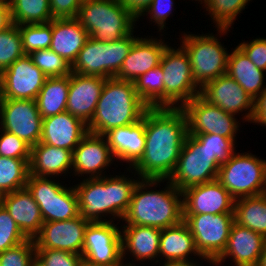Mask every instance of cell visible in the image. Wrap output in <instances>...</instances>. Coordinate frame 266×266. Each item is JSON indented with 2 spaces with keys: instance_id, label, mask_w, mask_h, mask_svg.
<instances>
[{
  "instance_id": "ac0fdd59",
  "label": "cell",
  "mask_w": 266,
  "mask_h": 266,
  "mask_svg": "<svg viewBox=\"0 0 266 266\" xmlns=\"http://www.w3.org/2000/svg\"><path fill=\"white\" fill-rule=\"evenodd\" d=\"M114 161L105 137L88 132L72 152V175L101 178Z\"/></svg>"
},
{
  "instance_id": "d6986e66",
  "label": "cell",
  "mask_w": 266,
  "mask_h": 266,
  "mask_svg": "<svg viewBox=\"0 0 266 266\" xmlns=\"http://www.w3.org/2000/svg\"><path fill=\"white\" fill-rule=\"evenodd\" d=\"M89 222L80 215L70 220L44 222L34 238L36 249H57L82 255L84 232Z\"/></svg>"
},
{
  "instance_id": "74e56055",
  "label": "cell",
  "mask_w": 266,
  "mask_h": 266,
  "mask_svg": "<svg viewBox=\"0 0 266 266\" xmlns=\"http://www.w3.org/2000/svg\"><path fill=\"white\" fill-rule=\"evenodd\" d=\"M23 50L25 54H30L36 50L50 48L52 41V21L39 24L18 25Z\"/></svg>"
},
{
  "instance_id": "5b68a950",
  "label": "cell",
  "mask_w": 266,
  "mask_h": 266,
  "mask_svg": "<svg viewBox=\"0 0 266 266\" xmlns=\"http://www.w3.org/2000/svg\"><path fill=\"white\" fill-rule=\"evenodd\" d=\"M77 19L89 37L103 42L131 34L137 19L117 0H88L81 3Z\"/></svg>"
},
{
  "instance_id": "9f6ffc18",
  "label": "cell",
  "mask_w": 266,
  "mask_h": 266,
  "mask_svg": "<svg viewBox=\"0 0 266 266\" xmlns=\"http://www.w3.org/2000/svg\"><path fill=\"white\" fill-rule=\"evenodd\" d=\"M2 101H3V94H2V88H1V85H0V113H1Z\"/></svg>"
},
{
  "instance_id": "f6af8a7d",
  "label": "cell",
  "mask_w": 266,
  "mask_h": 266,
  "mask_svg": "<svg viewBox=\"0 0 266 266\" xmlns=\"http://www.w3.org/2000/svg\"><path fill=\"white\" fill-rule=\"evenodd\" d=\"M36 255L46 266H81L83 257L64 250L36 249Z\"/></svg>"
},
{
  "instance_id": "9a60e30c",
  "label": "cell",
  "mask_w": 266,
  "mask_h": 266,
  "mask_svg": "<svg viewBox=\"0 0 266 266\" xmlns=\"http://www.w3.org/2000/svg\"><path fill=\"white\" fill-rule=\"evenodd\" d=\"M43 118L35 100L3 98L0 128L15 134L31 147L40 142Z\"/></svg>"
},
{
  "instance_id": "7bdbcfd3",
  "label": "cell",
  "mask_w": 266,
  "mask_h": 266,
  "mask_svg": "<svg viewBox=\"0 0 266 266\" xmlns=\"http://www.w3.org/2000/svg\"><path fill=\"white\" fill-rule=\"evenodd\" d=\"M35 255L34 239L28 238L26 241L0 252V266H30Z\"/></svg>"
},
{
  "instance_id": "e0dca14e",
  "label": "cell",
  "mask_w": 266,
  "mask_h": 266,
  "mask_svg": "<svg viewBox=\"0 0 266 266\" xmlns=\"http://www.w3.org/2000/svg\"><path fill=\"white\" fill-rule=\"evenodd\" d=\"M200 95L227 113L236 116L245 112L240 119L251 123L254 113V99L227 74L208 82L201 88Z\"/></svg>"
},
{
  "instance_id": "7dc6e473",
  "label": "cell",
  "mask_w": 266,
  "mask_h": 266,
  "mask_svg": "<svg viewBox=\"0 0 266 266\" xmlns=\"http://www.w3.org/2000/svg\"><path fill=\"white\" fill-rule=\"evenodd\" d=\"M254 65L266 72V38L242 41L237 45Z\"/></svg>"
},
{
  "instance_id": "8d00e7d4",
  "label": "cell",
  "mask_w": 266,
  "mask_h": 266,
  "mask_svg": "<svg viewBox=\"0 0 266 266\" xmlns=\"http://www.w3.org/2000/svg\"><path fill=\"white\" fill-rule=\"evenodd\" d=\"M252 0H201L200 4L216 24L217 29H230ZM204 6V7H203Z\"/></svg>"
},
{
  "instance_id": "ba28073f",
  "label": "cell",
  "mask_w": 266,
  "mask_h": 266,
  "mask_svg": "<svg viewBox=\"0 0 266 266\" xmlns=\"http://www.w3.org/2000/svg\"><path fill=\"white\" fill-rule=\"evenodd\" d=\"M236 152L220 165L217 180L235 200L266 193V160Z\"/></svg>"
},
{
  "instance_id": "8fae6325",
  "label": "cell",
  "mask_w": 266,
  "mask_h": 266,
  "mask_svg": "<svg viewBox=\"0 0 266 266\" xmlns=\"http://www.w3.org/2000/svg\"><path fill=\"white\" fill-rule=\"evenodd\" d=\"M220 164L199 141L187 135L169 181L180 191L217 180Z\"/></svg>"
},
{
  "instance_id": "4316f807",
  "label": "cell",
  "mask_w": 266,
  "mask_h": 266,
  "mask_svg": "<svg viewBox=\"0 0 266 266\" xmlns=\"http://www.w3.org/2000/svg\"><path fill=\"white\" fill-rule=\"evenodd\" d=\"M194 256L193 258L191 256ZM196 256V257H195ZM159 263L165 262H185L196 260L206 261L210 266H216L214 261L204 258L196 248L195 240L187 224L182 221L177 225L161 230L159 242ZM195 258V259H194ZM161 261V262H160Z\"/></svg>"
},
{
  "instance_id": "f546056e",
  "label": "cell",
  "mask_w": 266,
  "mask_h": 266,
  "mask_svg": "<svg viewBox=\"0 0 266 266\" xmlns=\"http://www.w3.org/2000/svg\"><path fill=\"white\" fill-rule=\"evenodd\" d=\"M89 38L88 32L77 18L52 20V41L50 49L61 56L71 66L79 51Z\"/></svg>"
},
{
  "instance_id": "277c9868",
  "label": "cell",
  "mask_w": 266,
  "mask_h": 266,
  "mask_svg": "<svg viewBox=\"0 0 266 266\" xmlns=\"http://www.w3.org/2000/svg\"><path fill=\"white\" fill-rule=\"evenodd\" d=\"M149 107L140 99L134 82L116 77L105 80L88 132L104 135L111 129L138 122Z\"/></svg>"
},
{
  "instance_id": "484cf974",
  "label": "cell",
  "mask_w": 266,
  "mask_h": 266,
  "mask_svg": "<svg viewBox=\"0 0 266 266\" xmlns=\"http://www.w3.org/2000/svg\"><path fill=\"white\" fill-rule=\"evenodd\" d=\"M87 133V124L65 111L43 119L40 142L73 152Z\"/></svg>"
},
{
  "instance_id": "e575fe53",
  "label": "cell",
  "mask_w": 266,
  "mask_h": 266,
  "mask_svg": "<svg viewBox=\"0 0 266 266\" xmlns=\"http://www.w3.org/2000/svg\"><path fill=\"white\" fill-rule=\"evenodd\" d=\"M30 159L0 156V196L26 187Z\"/></svg>"
},
{
  "instance_id": "7402d4cb",
  "label": "cell",
  "mask_w": 266,
  "mask_h": 266,
  "mask_svg": "<svg viewBox=\"0 0 266 266\" xmlns=\"http://www.w3.org/2000/svg\"><path fill=\"white\" fill-rule=\"evenodd\" d=\"M106 78L100 76L70 74L66 111L89 124L101 96Z\"/></svg>"
},
{
  "instance_id": "f1b7e54d",
  "label": "cell",
  "mask_w": 266,
  "mask_h": 266,
  "mask_svg": "<svg viewBox=\"0 0 266 266\" xmlns=\"http://www.w3.org/2000/svg\"><path fill=\"white\" fill-rule=\"evenodd\" d=\"M70 171V172H69ZM72 173V152L42 142L31 147L29 174L38 177H57L63 179Z\"/></svg>"
},
{
  "instance_id": "2e32d148",
  "label": "cell",
  "mask_w": 266,
  "mask_h": 266,
  "mask_svg": "<svg viewBox=\"0 0 266 266\" xmlns=\"http://www.w3.org/2000/svg\"><path fill=\"white\" fill-rule=\"evenodd\" d=\"M47 78L25 54L0 74L3 98L35 100Z\"/></svg>"
},
{
  "instance_id": "91938a15",
  "label": "cell",
  "mask_w": 266,
  "mask_h": 266,
  "mask_svg": "<svg viewBox=\"0 0 266 266\" xmlns=\"http://www.w3.org/2000/svg\"><path fill=\"white\" fill-rule=\"evenodd\" d=\"M0 4H9L8 0H0Z\"/></svg>"
},
{
  "instance_id": "f35d334b",
  "label": "cell",
  "mask_w": 266,
  "mask_h": 266,
  "mask_svg": "<svg viewBox=\"0 0 266 266\" xmlns=\"http://www.w3.org/2000/svg\"><path fill=\"white\" fill-rule=\"evenodd\" d=\"M25 55L22 37L17 24L0 31V74Z\"/></svg>"
},
{
  "instance_id": "cb8c5ba5",
  "label": "cell",
  "mask_w": 266,
  "mask_h": 266,
  "mask_svg": "<svg viewBox=\"0 0 266 266\" xmlns=\"http://www.w3.org/2000/svg\"><path fill=\"white\" fill-rule=\"evenodd\" d=\"M120 227L123 262L131 255V259L134 258L136 260L128 261L129 263L127 264L136 265L134 262L141 263V261L146 262L149 260L151 262L154 260L156 264L159 263L161 229L131 224H124Z\"/></svg>"
},
{
  "instance_id": "db71d44e",
  "label": "cell",
  "mask_w": 266,
  "mask_h": 266,
  "mask_svg": "<svg viewBox=\"0 0 266 266\" xmlns=\"http://www.w3.org/2000/svg\"><path fill=\"white\" fill-rule=\"evenodd\" d=\"M30 266H46V265L37 255H35L31 260Z\"/></svg>"
},
{
  "instance_id": "680465c9",
  "label": "cell",
  "mask_w": 266,
  "mask_h": 266,
  "mask_svg": "<svg viewBox=\"0 0 266 266\" xmlns=\"http://www.w3.org/2000/svg\"><path fill=\"white\" fill-rule=\"evenodd\" d=\"M81 266H95V265H91V264H88L87 262L83 261Z\"/></svg>"
},
{
  "instance_id": "681fc988",
  "label": "cell",
  "mask_w": 266,
  "mask_h": 266,
  "mask_svg": "<svg viewBox=\"0 0 266 266\" xmlns=\"http://www.w3.org/2000/svg\"><path fill=\"white\" fill-rule=\"evenodd\" d=\"M251 123L266 127V88L254 100V113Z\"/></svg>"
},
{
  "instance_id": "d6a6232c",
  "label": "cell",
  "mask_w": 266,
  "mask_h": 266,
  "mask_svg": "<svg viewBox=\"0 0 266 266\" xmlns=\"http://www.w3.org/2000/svg\"><path fill=\"white\" fill-rule=\"evenodd\" d=\"M234 221L266 237V193L236 199Z\"/></svg>"
},
{
  "instance_id": "4dcf8cb0",
  "label": "cell",
  "mask_w": 266,
  "mask_h": 266,
  "mask_svg": "<svg viewBox=\"0 0 266 266\" xmlns=\"http://www.w3.org/2000/svg\"><path fill=\"white\" fill-rule=\"evenodd\" d=\"M226 74L254 100L266 88L265 71L257 68L238 46L229 52Z\"/></svg>"
},
{
  "instance_id": "3957f363",
  "label": "cell",
  "mask_w": 266,
  "mask_h": 266,
  "mask_svg": "<svg viewBox=\"0 0 266 266\" xmlns=\"http://www.w3.org/2000/svg\"><path fill=\"white\" fill-rule=\"evenodd\" d=\"M164 182L167 183L165 187L157 190V186L160 187V183ZM182 221V191L168 179H140L122 220L123 224L150 226L161 230Z\"/></svg>"
},
{
  "instance_id": "b9f144b4",
  "label": "cell",
  "mask_w": 266,
  "mask_h": 266,
  "mask_svg": "<svg viewBox=\"0 0 266 266\" xmlns=\"http://www.w3.org/2000/svg\"><path fill=\"white\" fill-rule=\"evenodd\" d=\"M27 239L7 209L0 203V252L14 247Z\"/></svg>"
},
{
  "instance_id": "d590c367",
  "label": "cell",
  "mask_w": 266,
  "mask_h": 266,
  "mask_svg": "<svg viewBox=\"0 0 266 266\" xmlns=\"http://www.w3.org/2000/svg\"><path fill=\"white\" fill-rule=\"evenodd\" d=\"M164 74L159 64L142 74L134 82L135 90L140 99L149 108L164 107Z\"/></svg>"
},
{
  "instance_id": "60d3db41",
  "label": "cell",
  "mask_w": 266,
  "mask_h": 266,
  "mask_svg": "<svg viewBox=\"0 0 266 266\" xmlns=\"http://www.w3.org/2000/svg\"><path fill=\"white\" fill-rule=\"evenodd\" d=\"M194 136L199 143L205 147L212 155L216 157L217 162L221 165L225 163L230 156L236 151L235 144L230 138L216 134H196Z\"/></svg>"
},
{
  "instance_id": "bcb514c9",
  "label": "cell",
  "mask_w": 266,
  "mask_h": 266,
  "mask_svg": "<svg viewBox=\"0 0 266 266\" xmlns=\"http://www.w3.org/2000/svg\"><path fill=\"white\" fill-rule=\"evenodd\" d=\"M174 2V0H153L140 17L146 15V18L154 23L158 27V32L161 33L166 28V20L173 14Z\"/></svg>"
},
{
  "instance_id": "6da1fadb",
  "label": "cell",
  "mask_w": 266,
  "mask_h": 266,
  "mask_svg": "<svg viewBox=\"0 0 266 266\" xmlns=\"http://www.w3.org/2000/svg\"><path fill=\"white\" fill-rule=\"evenodd\" d=\"M187 135V119L181 108H148L145 151L132 169L141 179H169Z\"/></svg>"
},
{
  "instance_id": "ee69618b",
  "label": "cell",
  "mask_w": 266,
  "mask_h": 266,
  "mask_svg": "<svg viewBox=\"0 0 266 266\" xmlns=\"http://www.w3.org/2000/svg\"><path fill=\"white\" fill-rule=\"evenodd\" d=\"M0 156L16 159H30L31 146L15 134L0 128Z\"/></svg>"
},
{
  "instance_id": "1f68e13d",
  "label": "cell",
  "mask_w": 266,
  "mask_h": 266,
  "mask_svg": "<svg viewBox=\"0 0 266 266\" xmlns=\"http://www.w3.org/2000/svg\"><path fill=\"white\" fill-rule=\"evenodd\" d=\"M70 75L48 77L35 101L44 119L66 111Z\"/></svg>"
},
{
  "instance_id": "7a4b0ae2",
  "label": "cell",
  "mask_w": 266,
  "mask_h": 266,
  "mask_svg": "<svg viewBox=\"0 0 266 266\" xmlns=\"http://www.w3.org/2000/svg\"><path fill=\"white\" fill-rule=\"evenodd\" d=\"M127 171L134 176L129 177L124 172L122 175L101 178H81L83 181L73 185L78 196L80 216L90 222L122 221L130 206L134 188L141 179L136 177L132 168L128 167Z\"/></svg>"
},
{
  "instance_id": "4fadbf2b",
  "label": "cell",
  "mask_w": 266,
  "mask_h": 266,
  "mask_svg": "<svg viewBox=\"0 0 266 266\" xmlns=\"http://www.w3.org/2000/svg\"><path fill=\"white\" fill-rule=\"evenodd\" d=\"M200 255L215 261L224 251L234 214H183Z\"/></svg>"
},
{
  "instance_id": "c3c4849f",
  "label": "cell",
  "mask_w": 266,
  "mask_h": 266,
  "mask_svg": "<svg viewBox=\"0 0 266 266\" xmlns=\"http://www.w3.org/2000/svg\"><path fill=\"white\" fill-rule=\"evenodd\" d=\"M81 0H50L53 19L77 18Z\"/></svg>"
},
{
  "instance_id": "44dd1931",
  "label": "cell",
  "mask_w": 266,
  "mask_h": 266,
  "mask_svg": "<svg viewBox=\"0 0 266 266\" xmlns=\"http://www.w3.org/2000/svg\"><path fill=\"white\" fill-rule=\"evenodd\" d=\"M265 245V236L234 221L226 248L214 263L221 266L229 258L233 266H257Z\"/></svg>"
},
{
  "instance_id": "7c38bea8",
  "label": "cell",
  "mask_w": 266,
  "mask_h": 266,
  "mask_svg": "<svg viewBox=\"0 0 266 266\" xmlns=\"http://www.w3.org/2000/svg\"><path fill=\"white\" fill-rule=\"evenodd\" d=\"M181 109L186 115L188 135L216 134L236 142L240 121L235 115L212 105L201 95L195 96Z\"/></svg>"
},
{
  "instance_id": "11a10c76",
  "label": "cell",
  "mask_w": 266,
  "mask_h": 266,
  "mask_svg": "<svg viewBox=\"0 0 266 266\" xmlns=\"http://www.w3.org/2000/svg\"><path fill=\"white\" fill-rule=\"evenodd\" d=\"M257 266H266V245H265L264 250L260 256L259 263Z\"/></svg>"
},
{
  "instance_id": "30bf717a",
  "label": "cell",
  "mask_w": 266,
  "mask_h": 266,
  "mask_svg": "<svg viewBox=\"0 0 266 266\" xmlns=\"http://www.w3.org/2000/svg\"><path fill=\"white\" fill-rule=\"evenodd\" d=\"M160 65L164 74V107L181 108L195 96L200 95L192 75L191 63L186 51L170 44L164 50Z\"/></svg>"
},
{
  "instance_id": "f5cc1de1",
  "label": "cell",
  "mask_w": 266,
  "mask_h": 266,
  "mask_svg": "<svg viewBox=\"0 0 266 266\" xmlns=\"http://www.w3.org/2000/svg\"><path fill=\"white\" fill-rule=\"evenodd\" d=\"M197 260L198 258L196 259V261L192 260V261H185V262H165V263H162L161 266H201L202 264H199Z\"/></svg>"
},
{
  "instance_id": "ffe728a7",
  "label": "cell",
  "mask_w": 266,
  "mask_h": 266,
  "mask_svg": "<svg viewBox=\"0 0 266 266\" xmlns=\"http://www.w3.org/2000/svg\"><path fill=\"white\" fill-rule=\"evenodd\" d=\"M182 197L183 214H234L235 199L218 180L188 187Z\"/></svg>"
},
{
  "instance_id": "603a6c76",
  "label": "cell",
  "mask_w": 266,
  "mask_h": 266,
  "mask_svg": "<svg viewBox=\"0 0 266 266\" xmlns=\"http://www.w3.org/2000/svg\"><path fill=\"white\" fill-rule=\"evenodd\" d=\"M168 45L161 37H138L115 77L135 82L142 74L160 64L161 56Z\"/></svg>"
},
{
  "instance_id": "9c48e42d",
  "label": "cell",
  "mask_w": 266,
  "mask_h": 266,
  "mask_svg": "<svg viewBox=\"0 0 266 266\" xmlns=\"http://www.w3.org/2000/svg\"><path fill=\"white\" fill-rule=\"evenodd\" d=\"M59 181L55 177L28 176L26 188L38 204L44 222L70 220L80 215L74 186Z\"/></svg>"
},
{
  "instance_id": "836d02e7",
  "label": "cell",
  "mask_w": 266,
  "mask_h": 266,
  "mask_svg": "<svg viewBox=\"0 0 266 266\" xmlns=\"http://www.w3.org/2000/svg\"><path fill=\"white\" fill-rule=\"evenodd\" d=\"M13 24H39L53 20L50 0H8Z\"/></svg>"
},
{
  "instance_id": "83f0119b",
  "label": "cell",
  "mask_w": 266,
  "mask_h": 266,
  "mask_svg": "<svg viewBox=\"0 0 266 266\" xmlns=\"http://www.w3.org/2000/svg\"><path fill=\"white\" fill-rule=\"evenodd\" d=\"M0 203L27 238L34 239L40 233L44 221L38 204L26 187L0 196Z\"/></svg>"
},
{
  "instance_id": "8992f818",
  "label": "cell",
  "mask_w": 266,
  "mask_h": 266,
  "mask_svg": "<svg viewBox=\"0 0 266 266\" xmlns=\"http://www.w3.org/2000/svg\"><path fill=\"white\" fill-rule=\"evenodd\" d=\"M216 31V35L210 32L197 35L189 31L187 34L181 33L182 37L179 38L181 47L188 54L194 81L200 89L208 82L226 74L229 51L227 47L224 48L218 37L225 36L230 29Z\"/></svg>"
},
{
  "instance_id": "5bb4252c",
  "label": "cell",
  "mask_w": 266,
  "mask_h": 266,
  "mask_svg": "<svg viewBox=\"0 0 266 266\" xmlns=\"http://www.w3.org/2000/svg\"><path fill=\"white\" fill-rule=\"evenodd\" d=\"M111 221L89 222L84 232L83 261L95 266H120L121 228Z\"/></svg>"
},
{
  "instance_id": "6f0895ef",
  "label": "cell",
  "mask_w": 266,
  "mask_h": 266,
  "mask_svg": "<svg viewBox=\"0 0 266 266\" xmlns=\"http://www.w3.org/2000/svg\"><path fill=\"white\" fill-rule=\"evenodd\" d=\"M139 266L140 265V263L138 264H136V265H133V264H127L126 262H123L120 266Z\"/></svg>"
},
{
  "instance_id": "816d5d0a",
  "label": "cell",
  "mask_w": 266,
  "mask_h": 266,
  "mask_svg": "<svg viewBox=\"0 0 266 266\" xmlns=\"http://www.w3.org/2000/svg\"><path fill=\"white\" fill-rule=\"evenodd\" d=\"M12 24L10 5L0 4V31L7 29Z\"/></svg>"
},
{
  "instance_id": "d4e9b609",
  "label": "cell",
  "mask_w": 266,
  "mask_h": 266,
  "mask_svg": "<svg viewBox=\"0 0 266 266\" xmlns=\"http://www.w3.org/2000/svg\"><path fill=\"white\" fill-rule=\"evenodd\" d=\"M103 136L110 147L113 158L127 163V166L132 168L145 151V113L138 122L111 129Z\"/></svg>"
},
{
  "instance_id": "52a82bcc",
  "label": "cell",
  "mask_w": 266,
  "mask_h": 266,
  "mask_svg": "<svg viewBox=\"0 0 266 266\" xmlns=\"http://www.w3.org/2000/svg\"><path fill=\"white\" fill-rule=\"evenodd\" d=\"M133 31L120 40L103 42L89 37L71 66V72L81 75L115 77L133 43L139 37Z\"/></svg>"
},
{
  "instance_id": "ab89813d",
  "label": "cell",
  "mask_w": 266,
  "mask_h": 266,
  "mask_svg": "<svg viewBox=\"0 0 266 266\" xmlns=\"http://www.w3.org/2000/svg\"><path fill=\"white\" fill-rule=\"evenodd\" d=\"M29 56L47 77H61L71 74V65L50 48L33 51Z\"/></svg>"
},
{
  "instance_id": "f907efd6",
  "label": "cell",
  "mask_w": 266,
  "mask_h": 266,
  "mask_svg": "<svg viewBox=\"0 0 266 266\" xmlns=\"http://www.w3.org/2000/svg\"><path fill=\"white\" fill-rule=\"evenodd\" d=\"M125 7L136 19L137 22L144 11L149 7L153 0H117Z\"/></svg>"
}]
</instances>
